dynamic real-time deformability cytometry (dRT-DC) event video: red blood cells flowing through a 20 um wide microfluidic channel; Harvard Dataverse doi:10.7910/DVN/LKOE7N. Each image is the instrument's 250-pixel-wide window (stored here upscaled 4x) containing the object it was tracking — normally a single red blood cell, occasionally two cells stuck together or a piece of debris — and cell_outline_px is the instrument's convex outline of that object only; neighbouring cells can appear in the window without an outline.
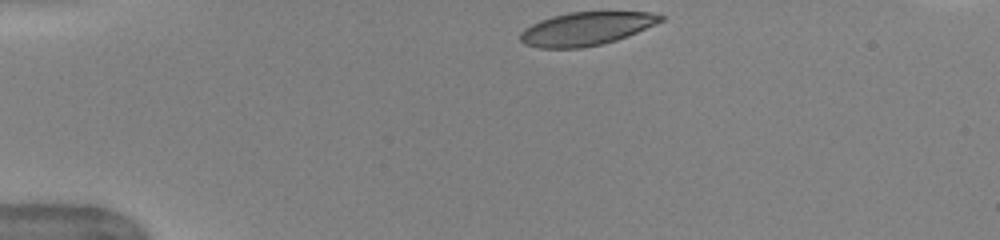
{"species": "human", "species_latin": "Homo sapiens", "temperature_condition": "warm", "stored_images_in_passage": 41, "camera_frame_rate_fps": 3000, "um_per_image_px": 0.085, "donor": {"sex": "female"}, "frame": {"image": 1, "passage_image": 1, "time_ms": 0.0, "image_size_px": [1000, 240], "cell_outline_px": [[664, 20], [628, 36], [616, 40], [600, 44], [580, 48], [540, 48], [524, 44], [520, 40], [520, 32], [524, 28], [540, 20], [552, 16], [568, 12], [648, 12], [664, 16]], "centroid_in_image_um": [49.8, 2.44], "position_along_channel_um": 35.2, "area_um2": 27.11}}
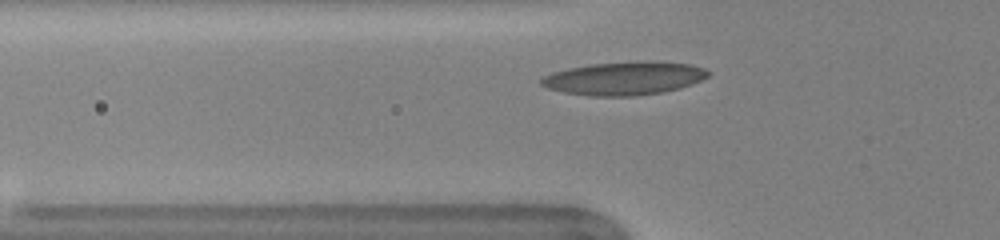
{"frame": {"image": 2, "passage_image": 8, "time_ms": 2.333, "image_size_px": [1000, 240], "cell_outline_px": [[712, 72], [708, 76], [700, 80], [680, 88], [660, 92], [636, 96], [592, 96], [564, 92], [548, 88], [540, 84], [540, 80], [544, 76], [552, 72], [568, 68], [592, 64], [644, 60], [688, 64], [704, 68]], "centroid_in_image_um": [53.05, 6.65], "position_along_channel_um": 72.7, "area_um2": 32.25}}
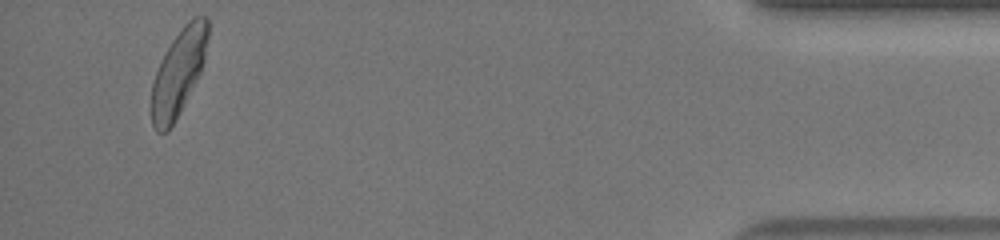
{"frame": {"image": 3, "passage_image": 39, "time_ms": 12.667, "image_size_px": [1000, 240], "cell_outline_px": [[208, 36], [204, 60], [200, 72], [176, 120], [168, 132], [156, 132], [152, 124], [152, 84], [160, 60], [172, 40], [180, 28], [192, 16], [208, 16]], "centroid_in_image_um": [15.17, 6.14], "position_along_channel_um": 420.0, "area_um2": 28.15}, "authors_computed_cell_mechanics": {"area_um2": 28.9578, "velocity_mm_per_s": 3.9607, "shape_relaxation_time_tau1_ms": 2.8428, "shape_relaxation_time_tau2_ms": 0.7987, "deformation_change_tau1": 0.1649, "deformation_change_tau2": 0.0584}}